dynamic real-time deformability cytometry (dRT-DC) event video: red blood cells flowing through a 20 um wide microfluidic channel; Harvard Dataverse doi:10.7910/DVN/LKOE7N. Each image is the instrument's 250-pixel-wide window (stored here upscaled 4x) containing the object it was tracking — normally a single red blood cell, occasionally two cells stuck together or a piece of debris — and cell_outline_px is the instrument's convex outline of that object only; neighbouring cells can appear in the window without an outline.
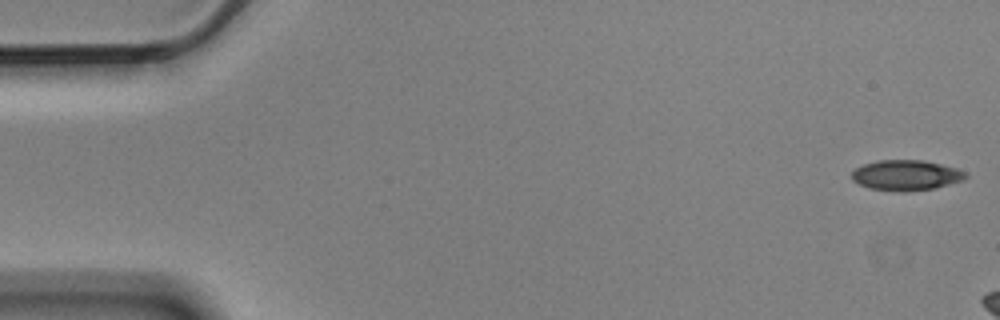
{"species": "Egyptian fruit bat (a non-hibernating species)", "species_latin": "Rousettus aegyptiacus", "temperature_condition": "cold", "stored_images_in_passage": 4, "camera_frame_rate_fps": 3000, "um_per_image_px": 0.085, "animal": {"sex": "male"}, "frame": {"image": 1, "passage_image": 1, "time_ms": 0.0, "image_size_px": [1000, 320], "cell_outline_px": [[968, 176], [964, 180], [936, 188], [904, 192], [900, 192], [868, 188], [852, 180], [852, 172], [856, 168], [864, 164], [880, 160], [924, 160], [956, 168], [964, 172]], "centroid_in_image_um": [77.02, 14.9], "position_along_channel_um": 8.0, "area_um2": 20.17}}